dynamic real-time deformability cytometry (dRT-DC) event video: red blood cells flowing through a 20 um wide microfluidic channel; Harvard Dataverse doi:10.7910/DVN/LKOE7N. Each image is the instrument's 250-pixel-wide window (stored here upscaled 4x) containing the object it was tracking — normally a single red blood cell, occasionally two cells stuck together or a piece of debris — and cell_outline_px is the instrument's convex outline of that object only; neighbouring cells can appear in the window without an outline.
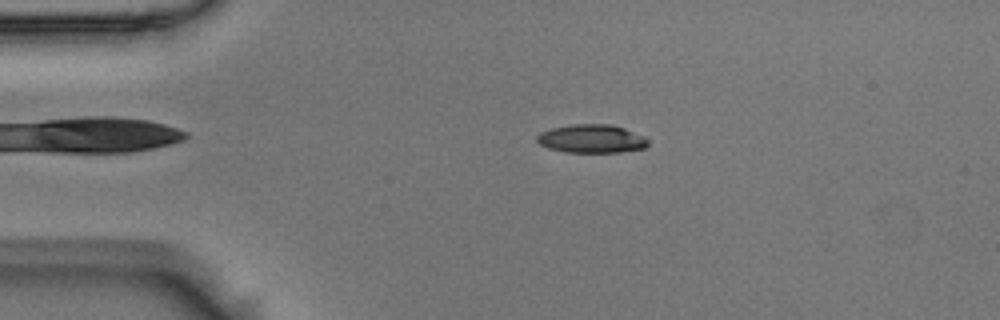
{"species": "Egyptian fruit bat (a non-hibernating species)", "species_latin": "Rousettus aegyptiacus", "temperature_condition": "room temperature", "stored_images_in_passage": 55, "camera_frame_rate_fps": 3000, "um_per_image_px": 0.085, "animal": {"sex": "male"}, "frame": {"image": 1, "passage_image": 11, "time_ms": 3.333, "image_size_px": [1000, 320], "cell_outline_px": [[648, 144], [644, 148], [620, 152], [564, 152], [548, 148], [540, 144], [536, 140], [536, 136], [540, 132], [552, 128], [572, 124], [612, 124], [624, 128], [644, 136], [648, 140]], "centroid_in_image_um": [50.27, 11.79], "position_along_channel_um": 34.7, "area_um2": 18.44}}
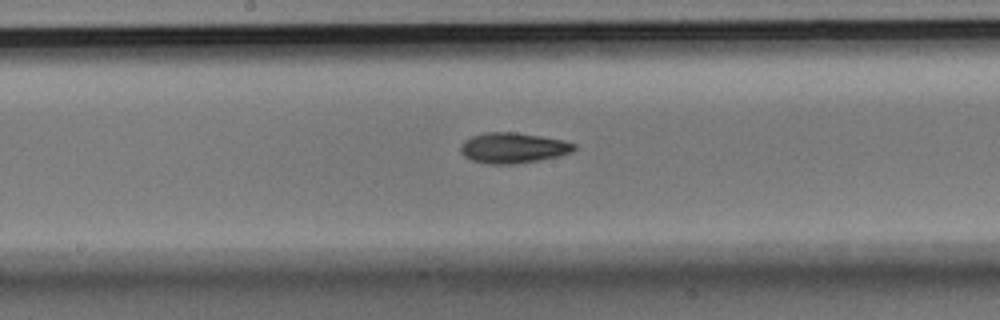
{"frame": {"image": 2, "passage_image": 28, "time_ms": 9.0, "image_size_px": [1000, 320], "cell_outline_px": [[576, 148], [572, 152], [560, 156], [540, 160], [516, 164], [488, 164], [472, 160], [464, 156], [460, 152], [460, 148], [464, 140], [472, 136], [484, 132], [516, 132], [564, 140], [576, 144]], "centroid_in_image_um": [43.62, 12.57], "position_along_channel_um": 204.6, "area_um2": 20.35}}
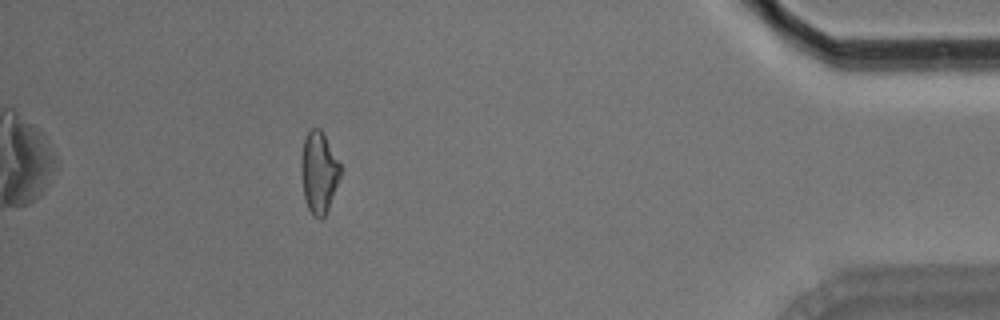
{"frame": {"image": 3, "passage_image": 49, "time_ms": 16.0, "image_size_px": [1000, 320], "cell_outline_px": [[340, 176], [328, 208], [324, 216], [320, 220], [312, 216], [308, 208], [304, 196], [300, 168], [300, 164], [304, 136], [312, 128], [320, 128], [340, 164]], "centroid_in_image_um": [27.07, 14.66], "position_along_channel_um": 408.1, "area_um2": 18.44}, "authors_computed_cell_mechanics": {"area_um2": 19.074, "velocity_mm_per_s": 3.6581, "shape_relaxation_time_tau1_ms": 3.9938, "shape_relaxation_time_tau2_ms": 3.4452, "deformation_change_tau1": 0.1437, "deformation_change_tau2": 0.107}}